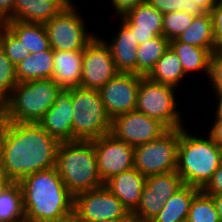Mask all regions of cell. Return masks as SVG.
Listing matches in <instances>:
<instances>
[{
	"instance_id": "cell-40",
	"label": "cell",
	"mask_w": 222,
	"mask_h": 222,
	"mask_svg": "<svg viewBox=\"0 0 222 222\" xmlns=\"http://www.w3.org/2000/svg\"><path fill=\"white\" fill-rule=\"evenodd\" d=\"M208 135L222 149V116H215V120Z\"/></svg>"
},
{
	"instance_id": "cell-10",
	"label": "cell",
	"mask_w": 222,
	"mask_h": 222,
	"mask_svg": "<svg viewBox=\"0 0 222 222\" xmlns=\"http://www.w3.org/2000/svg\"><path fill=\"white\" fill-rule=\"evenodd\" d=\"M74 214L79 222L129 219L131 214L104 185L74 197Z\"/></svg>"
},
{
	"instance_id": "cell-6",
	"label": "cell",
	"mask_w": 222,
	"mask_h": 222,
	"mask_svg": "<svg viewBox=\"0 0 222 222\" xmlns=\"http://www.w3.org/2000/svg\"><path fill=\"white\" fill-rule=\"evenodd\" d=\"M72 141H92L111 131L112 119L107 114L98 90L72 87Z\"/></svg>"
},
{
	"instance_id": "cell-16",
	"label": "cell",
	"mask_w": 222,
	"mask_h": 222,
	"mask_svg": "<svg viewBox=\"0 0 222 222\" xmlns=\"http://www.w3.org/2000/svg\"><path fill=\"white\" fill-rule=\"evenodd\" d=\"M119 18L132 31L138 44L163 35V14L146 1Z\"/></svg>"
},
{
	"instance_id": "cell-7",
	"label": "cell",
	"mask_w": 222,
	"mask_h": 222,
	"mask_svg": "<svg viewBox=\"0 0 222 222\" xmlns=\"http://www.w3.org/2000/svg\"><path fill=\"white\" fill-rule=\"evenodd\" d=\"M175 87L157 83L143 76L137 91L135 110L158 120L167 129L182 128V118L178 112Z\"/></svg>"
},
{
	"instance_id": "cell-19",
	"label": "cell",
	"mask_w": 222,
	"mask_h": 222,
	"mask_svg": "<svg viewBox=\"0 0 222 222\" xmlns=\"http://www.w3.org/2000/svg\"><path fill=\"white\" fill-rule=\"evenodd\" d=\"M66 6L62 0H16L8 20L45 24Z\"/></svg>"
},
{
	"instance_id": "cell-22",
	"label": "cell",
	"mask_w": 222,
	"mask_h": 222,
	"mask_svg": "<svg viewBox=\"0 0 222 222\" xmlns=\"http://www.w3.org/2000/svg\"><path fill=\"white\" fill-rule=\"evenodd\" d=\"M53 53L50 47L46 51L28 55L16 66L17 81L50 79L54 69Z\"/></svg>"
},
{
	"instance_id": "cell-2",
	"label": "cell",
	"mask_w": 222,
	"mask_h": 222,
	"mask_svg": "<svg viewBox=\"0 0 222 222\" xmlns=\"http://www.w3.org/2000/svg\"><path fill=\"white\" fill-rule=\"evenodd\" d=\"M18 183L25 222H50L74 213V196L55 167L27 175Z\"/></svg>"
},
{
	"instance_id": "cell-24",
	"label": "cell",
	"mask_w": 222,
	"mask_h": 222,
	"mask_svg": "<svg viewBox=\"0 0 222 222\" xmlns=\"http://www.w3.org/2000/svg\"><path fill=\"white\" fill-rule=\"evenodd\" d=\"M170 48L180 59L185 75L194 71H206L209 76L212 53L208 49L189 45L177 38L170 40Z\"/></svg>"
},
{
	"instance_id": "cell-48",
	"label": "cell",
	"mask_w": 222,
	"mask_h": 222,
	"mask_svg": "<svg viewBox=\"0 0 222 222\" xmlns=\"http://www.w3.org/2000/svg\"><path fill=\"white\" fill-rule=\"evenodd\" d=\"M128 219H106L99 222H126Z\"/></svg>"
},
{
	"instance_id": "cell-17",
	"label": "cell",
	"mask_w": 222,
	"mask_h": 222,
	"mask_svg": "<svg viewBox=\"0 0 222 222\" xmlns=\"http://www.w3.org/2000/svg\"><path fill=\"white\" fill-rule=\"evenodd\" d=\"M147 177L137 169L123 171L108 179L104 186L112 192L132 214L138 207Z\"/></svg>"
},
{
	"instance_id": "cell-11",
	"label": "cell",
	"mask_w": 222,
	"mask_h": 222,
	"mask_svg": "<svg viewBox=\"0 0 222 222\" xmlns=\"http://www.w3.org/2000/svg\"><path fill=\"white\" fill-rule=\"evenodd\" d=\"M80 87L99 90L119 72L110 48L100 36H95L85 47L82 58Z\"/></svg>"
},
{
	"instance_id": "cell-46",
	"label": "cell",
	"mask_w": 222,
	"mask_h": 222,
	"mask_svg": "<svg viewBox=\"0 0 222 222\" xmlns=\"http://www.w3.org/2000/svg\"><path fill=\"white\" fill-rule=\"evenodd\" d=\"M11 183V181L5 176V174L2 172L1 166H0V193Z\"/></svg>"
},
{
	"instance_id": "cell-37",
	"label": "cell",
	"mask_w": 222,
	"mask_h": 222,
	"mask_svg": "<svg viewBox=\"0 0 222 222\" xmlns=\"http://www.w3.org/2000/svg\"><path fill=\"white\" fill-rule=\"evenodd\" d=\"M213 22V32L216 50L222 45V0H219L218 3L210 11Z\"/></svg>"
},
{
	"instance_id": "cell-32",
	"label": "cell",
	"mask_w": 222,
	"mask_h": 222,
	"mask_svg": "<svg viewBox=\"0 0 222 222\" xmlns=\"http://www.w3.org/2000/svg\"><path fill=\"white\" fill-rule=\"evenodd\" d=\"M164 203L162 197L148 195V188H144L141 200L136 210L131 214L132 218L141 222H151L152 219L162 210Z\"/></svg>"
},
{
	"instance_id": "cell-26",
	"label": "cell",
	"mask_w": 222,
	"mask_h": 222,
	"mask_svg": "<svg viewBox=\"0 0 222 222\" xmlns=\"http://www.w3.org/2000/svg\"><path fill=\"white\" fill-rule=\"evenodd\" d=\"M185 76L178 56L169 48L155 64L147 77L157 83L178 87Z\"/></svg>"
},
{
	"instance_id": "cell-30",
	"label": "cell",
	"mask_w": 222,
	"mask_h": 222,
	"mask_svg": "<svg viewBox=\"0 0 222 222\" xmlns=\"http://www.w3.org/2000/svg\"><path fill=\"white\" fill-rule=\"evenodd\" d=\"M186 222H221L210 195L200 190L194 196Z\"/></svg>"
},
{
	"instance_id": "cell-36",
	"label": "cell",
	"mask_w": 222,
	"mask_h": 222,
	"mask_svg": "<svg viewBox=\"0 0 222 222\" xmlns=\"http://www.w3.org/2000/svg\"><path fill=\"white\" fill-rule=\"evenodd\" d=\"M208 77L212 89L222 90V54L218 50L212 54Z\"/></svg>"
},
{
	"instance_id": "cell-51",
	"label": "cell",
	"mask_w": 222,
	"mask_h": 222,
	"mask_svg": "<svg viewBox=\"0 0 222 222\" xmlns=\"http://www.w3.org/2000/svg\"><path fill=\"white\" fill-rule=\"evenodd\" d=\"M217 50L222 54V45Z\"/></svg>"
},
{
	"instance_id": "cell-39",
	"label": "cell",
	"mask_w": 222,
	"mask_h": 222,
	"mask_svg": "<svg viewBox=\"0 0 222 222\" xmlns=\"http://www.w3.org/2000/svg\"><path fill=\"white\" fill-rule=\"evenodd\" d=\"M113 10L117 12V16L125 15L130 9L135 8L140 3L145 2V0H112Z\"/></svg>"
},
{
	"instance_id": "cell-29",
	"label": "cell",
	"mask_w": 222,
	"mask_h": 222,
	"mask_svg": "<svg viewBox=\"0 0 222 222\" xmlns=\"http://www.w3.org/2000/svg\"><path fill=\"white\" fill-rule=\"evenodd\" d=\"M184 185L177 171H171L147 177L145 187L148 188V195L160 196L165 203Z\"/></svg>"
},
{
	"instance_id": "cell-4",
	"label": "cell",
	"mask_w": 222,
	"mask_h": 222,
	"mask_svg": "<svg viewBox=\"0 0 222 222\" xmlns=\"http://www.w3.org/2000/svg\"><path fill=\"white\" fill-rule=\"evenodd\" d=\"M222 149L208 135L197 137L179 128L176 171L185 185L202 189L218 169Z\"/></svg>"
},
{
	"instance_id": "cell-31",
	"label": "cell",
	"mask_w": 222,
	"mask_h": 222,
	"mask_svg": "<svg viewBox=\"0 0 222 222\" xmlns=\"http://www.w3.org/2000/svg\"><path fill=\"white\" fill-rule=\"evenodd\" d=\"M194 17L182 11L163 14V36L169 41L176 39L191 25Z\"/></svg>"
},
{
	"instance_id": "cell-33",
	"label": "cell",
	"mask_w": 222,
	"mask_h": 222,
	"mask_svg": "<svg viewBox=\"0 0 222 222\" xmlns=\"http://www.w3.org/2000/svg\"><path fill=\"white\" fill-rule=\"evenodd\" d=\"M17 83L16 66L0 47V106L10 96Z\"/></svg>"
},
{
	"instance_id": "cell-9",
	"label": "cell",
	"mask_w": 222,
	"mask_h": 222,
	"mask_svg": "<svg viewBox=\"0 0 222 222\" xmlns=\"http://www.w3.org/2000/svg\"><path fill=\"white\" fill-rule=\"evenodd\" d=\"M74 5H67L58 15L45 23L50 47L53 51H84L96 36L87 31L83 16Z\"/></svg>"
},
{
	"instance_id": "cell-47",
	"label": "cell",
	"mask_w": 222,
	"mask_h": 222,
	"mask_svg": "<svg viewBox=\"0 0 222 222\" xmlns=\"http://www.w3.org/2000/svg\"><path fill=\"white\" fill-rule=\"evenodd\" d=\"M50 222H79L77 216L73 213L65 218Z\"/></svg>"
},
{
	"instance_id": "cell-42",
	"label": "cell",
	"mask_w": 222,
	"mask_h": 222,
	"mask_svg": "<svg viewBox=\"0 0 222 222\" xmlns=\"http://www.w3.org/2000/svg\"><path fill=\"white\" fill-rule=\"evenodd\" d=\"M219 0H193L194 3H197L204 12H209L213 7L218 3Z\"/></svg>"
},
{
	"instance_id": "cell-34",
	"label": "cell",
	"mask_w": 222,
	"mask_h": 222,
	"mask_svg": "<svg viewBox=\"0 0 222 222\" xmlns=\"http://www.w3.org/2000/svg\"><path fill=\"white\" fill-rule=\"evenodd\" d=\"M162 14L182 11L194 16L204 13L202 8L193 0H145Z\"/></svg>"
},
{
	"instance_id": "cell-13",
	"label": "cell",
	"mask_w": 222,
	"mask_h": 222,
	"mask_svg": "<svg viewBox=\"0 0 222 222\" xmlns=\"http://www.w3.org/2000/svg\"><path fill=\"white\" fill-rule=\"evenodd\" d=\"M98 172L105 183L111 177L134 168V147L111 133L92 140Z\"/></svg>"
},
{
	"instance_id": "cell-45",
	"label": "cell",
	"mask_w": 222,
	"mask_h": 222,
	"mask_svg": "<svg viewBox=\"0 0 222 222\" xmlns=\"http://www.w3.org/2000/svg\"><path fill=\"white\" fill-rule=\"evenodd\" d=\"M7 28H8V19L0 15V47H1L2 36L4 32L7 30Z\"/></svg>"
},
{
	"instance_id": "cell-28",
	"label": "cell",
	"mask_w": 222,
	"mask_h": 222,
	"mask_svg": "<svg viewBox=\"0 0 222 222\" xmlns=\"http://www.w3.org/2000/svg\"><path fill=\"white\" fill-rule=\"evenodd\" d=\"M0 222H25L22 190L18 182H11L0 193Z\"/></svg>"
},
{
	"instance_id": "cell-43",
	"label": "cell",
	"mask_w": 222,
	"mask_h": 222,
	"mask_svg": "<svg viewBox=\"0 0 222 222\" xmlns=\"http://www.w3.org/2000/svg\"><path fill=\"white\" fill-rule=\"evenodd\" d=\"M211 198L213 199L216 211L219 215L220 221L222 222V194L212 195Z\"/></svg>"
},
{
	"instance_id": "cell-3",
	"label": "cell",
	"mask_w": 222,
	"mask_h": 222,
	"mask_svg": "<svg viewBox=\"0 0 222 222\" xmlns=\"http://www.w3.org/2000/svg\"><path fill=\"white\" fill-rule=\"evenodd\" d=\"M55 168L74 197L104 185L98 172L93 141L60 142Z\"/></svg>"
},
{
	"instance_id": "cell-49",
	"label": "cell",
	"mask_w": 222,
	"mask_h": 222,
	"mask_svg": "<svg viewBox=\"0 0 222 222\" xmlns=\"http://www.w3.org/2000/svg\"><path fill=\"white\" fill-rule=\"evenodd\" d=\"M126 222H141V221L138 220V219L130 217Z\"/></svg>"
},
{
	"instance_id": "cell-41",
	"label": "cell",
	"mask_w": 222,
	"mask_h": 222,
	"mask_svg": "<svg viewBox=\"0 0 222 222\" xmlns=\"http://www.w3.org/2000/svg\"><path fill=\"white\" fill-rule=\"evenodd\" d=\"M16 0H0V15L9 18L13 14Z\"/></svg>"
},
{
	"instance_id": "cell-35",
	"label": "cell",
	"mask_w": 222,
	"mask_h": 222,
	"mask_svg": "<svg viewBox=\"0 0 222 222\" xmlns=\"http://www.w3.org/2000/svg\"><path fill=\"white\" fill-rule=\"evenodd\" d=\"M1 48L15 66L30 55V52L8 28L2 36Z\"/></svg>"
},
{
	"instance_id": "cell-50",
	"label": "cell",
	"mask_w": 222,
	"mask_h": 222,
	"mask_svg": "<svg viewBox=\"0 0 222 222\" xmlns=\"http://www.w3.org/2000/svg\"><path fill=\"white\" fill-rule=\"evenodd\" d=\"M65 2L67 5H74V3L71 0H62Z\"/></svg>"
},
{
	"instance_id": "cell-15",
	"label": "cell",
	"mask_w": 222,
	"mask_h": 222,
	"mask_svg": "<svg viewBox=\"0 0 222 222\" xmlns=\"http://www.w3.org/2000/svg\"><path fill=\"white\" fill-rule=\"evenodd\" d=\"M72 87H61L52 107L38 124L59 142L72 141L73 103Z\"/></svg>"
},
{
	"instance_id": "cell-20",
	"label": "cell",
	"mask_w": 222,
	"mask_h": 222,
	"mask_svg": "<svg viewBox=\"0 0 222 222\" xmlns=\"http://www.w3.org/2000/svg\"><path fill=\"white\" fill-rule=\"evenodd\" d=\"M84 51H59L53 53L52 77L61 87L80 86Z\"/></svg>"
},
{
	"instance_id": "cell-8",
	"label": "cell",
	"mask_w": 222,
	"mask_h": 222,
	"mask_svg": "<svg viewBox=\"0 0 222 222\" xmlns=\"http://www.w3.org/2000/svg\"><path fill=\"white\" fill-rule=\"evenodd\" d=\"M179 128L134 147V168L145 177L176 171Z\"/></svg>"
},
{
	"instance_id": "cell-1",
	"label": "cell",
	"mask_w": 222,
	"mask_h": 222,
	"mask_svg": "<svg viewBox=\"0 0 222 222\" xmlns=\"http://www.w3.org/2000/svg\"><path fill=\"white\" fill-rule=\"evenodd\" d=\"M59 141L38 123H19L0 118V166L11 182L55 167Z\"/></svg>"
},
{
	"instance_id": "cell-44",
	"label": "cell",
	"mask_w": 222,
	"mask_h": 222,
	"mask_svg": "<svg viewBox=\"0 0 222 222\" xmlns=\"http://www.w3.org/2000/svg\"><path fill=\"white\" fill-rule=\"evenodd\" d=\"M214 92L216 94L215 96L218 98L215 116H222V90H214Z\"/></svg>"
},
{
	"instance_id": "cell-38",
	"label": "cell",
	"mask_w": 222,
	"mask_h": 222,
	"mask_svg": "<svg viewBox=\"0 0 222 222\" xmlns=\"http://www.w3.org/2000/svg\"><path fill=\"white\" fill-rule=\"evenodd\" d=\"M201 190L210 196L222 194V160L218 169Z\"/></svg>"
},
{
	"instance_id": "cell-18",
	"label": "cell",
	"mask_w": 222,
	"mask_h": 222,
	"mask_svg": "<svg viewBox=\"0 0 222 222\" xmlns=\"http://www.w3.org/2000/svg\"><path fill=\"white\" fill-rule=\"evenodd\" d=\"M106 42L110 48L118 72L137 74V47L139 46L132 31L121 21L115 37Z\"/></svg>"
},
{
	"instance_id": "cell-12",
	"label": "cell",
	"mask_w": 222,
	"mask_h": 222,
	"mask_svg": "<svg viewBox=\"0 0 222 222\" xmlns=\"http://www.w3.org/2000/svg\"><path fill=\"white\" fill-rule=\"evenodd\" d=\"M167 130L158 120L133 110L114 117L110 133L117 139L136 147L159 138Z\"/></svg>"
},
{
	"instance_id": "cell-21",
	"label": "cell",
	"mask_w": 222,
	"mask_h": 222,
	"mask_svg": "<svg viewBox=\"0 0 222 222\" xmlns=\"http://www.w3.org/2000/svg\"><path fill=\"white\" fill-rule=\"evenodd\" d=\"M200 190L194 186L184 185L164 203L162 210L151 222L187 221L192 200Z\"/></svg>"
},
{
	"instance_id": "cell-27",
	"label": "cell",
	"mask_w": 222,
	"mask_h": 222,
	"mask_svg": "<svg viewBox=\"0 0 222 222\" xmlns=\"http://www.w3.org/2000/svg\"><path fill=\"white\" fill-rule=\"evenodd\" d=\"M170 48V41L163 35L156 36L137 47V74L147 76Z\"/></svg>"
},
{
	"instance_id": "cell-14",
	"label": "cell",
	"mask_w": 222,
	"mask_h": 222,
	"mask_svg": "<svg viewBox=\"0 0 222 222\" xmlns=\"http://www.w3.org/2000/svg\"><path fill=\"white\" fill-rule=\"evenodd\" d=\"M142 75L119 72L100 88L99 94L111 119L136 108L137 91Z\"/></svg>"
},
{
	"instance_id": "cell-23",
	"label": "cell",
	"mask_w": 222,
	"mask_h": 222,
	"mask_svg": "<svg viewBox=\"0 0 222 222\" xmlns=\"http://www.w3.org/2000/svg\"><path fill=\"white\" fill-rule=\"evenodd\" d=\"M8 29L21 41L30 54L50 48L45 24L8 20Z\"/></svg>"
},
{
	"instance_id": "cell-25",
	"label": "cell",
	"mask_w": 222,
	"mask_h": 222,
	"mask_svg": "<svg viewBox=\"0 0 222 222\" xmlns=\"http://www.w3.org/2000/svg\"><path fill=\"white\" fill-rule=\"evenodd\" d=\"M177 39L189 45L208 49L213 54L216 45L211 14L204 12L195 16L191 25Z\"/></svg>"
},
{
	"instance_id": "cell-5",
	"label": "cell",
	"mask_w": 222,
	"mask_h": 222,
	"mask_svg": "<svg viewBox=\"0 0 222 222\" xmlns=\"http://www.w3.org/2000/svg\"><path fill=\"white\" fill-rule=\"evenodd\" d=\"M60 88L51 78L18 82L0 106V118L19 123H38L54 104Z\"/></svg>"
}]
</instances>
